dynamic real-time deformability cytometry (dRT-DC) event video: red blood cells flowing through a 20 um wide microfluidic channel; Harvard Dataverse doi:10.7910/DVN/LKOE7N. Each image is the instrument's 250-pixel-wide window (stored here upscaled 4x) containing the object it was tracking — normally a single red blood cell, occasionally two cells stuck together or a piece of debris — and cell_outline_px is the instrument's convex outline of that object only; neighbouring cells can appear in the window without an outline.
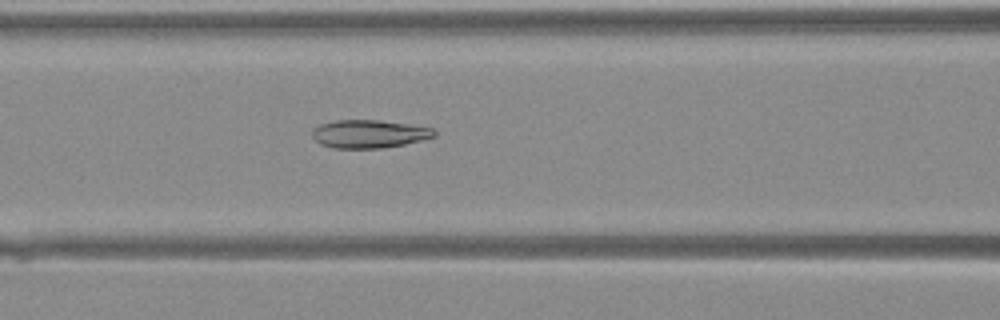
{"species": "Egyptian fruit bat (a non-hibernating species)", "species_latin": "Rousettus aegyptiacus", "temperature_condition": "warm", "stored_images_in_passage": 29, "camera_frame_rate_fps": 3000, "um_per_image_px": 0.085, "animal": {"sex": "female"}, "frame": {"image": 1, "passage_image": 6, "time_ms": 1.667, "image_size_px": [1000, 320], "cell_outline_px": [[436, 136], [404, 144], [380, 148], [332, 148], [320, 144], [312, 136], [312, 128], [320, 124], [336, 120], [380, 120], [432, 128], [436, 132]], "centroid_in_image_um": [31.32, 11.38], "position_along_channel_um": 135.3, "area_um2": 19.88}}
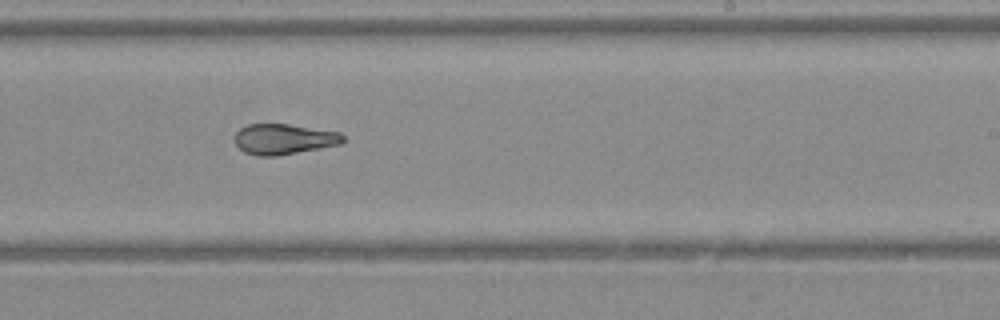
{"frame": {"image": 2, "passage_image": 14, "time_ms": 4.333, "image_size_px": [1000, 320], "cell_outline_px": [[344, 140], [340, 144], [320, 148], [276, 156], [256, 156], [244, 152], [232, 140], [236, 132], [240, 128], [248, 124], [288, 124], [340, 132], [344, 136]], "centroid_in_image_um": [24.09, 11.82], "position_along_channel_um": 264.9, "area_um2": 19.31}}
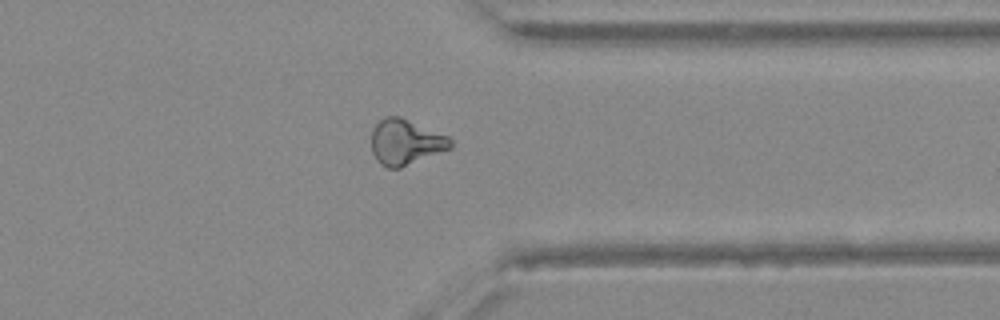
{"frame": {"image": 3, "passage_image": 21, "time_ms": 6.667, "image_size_px": [1000, 320], "cell_outline_px": [[452, 148], [400, 168], [388, 168], [380, 164], [376, 160], [372, 152], [372, 128], [384, 116], [400, 116], [448, 136], [452, 140]], "centroid_in_image_um": [34.46, 12.08], "position_along_channel_um": 376.9, "area_um2": 21.04}}